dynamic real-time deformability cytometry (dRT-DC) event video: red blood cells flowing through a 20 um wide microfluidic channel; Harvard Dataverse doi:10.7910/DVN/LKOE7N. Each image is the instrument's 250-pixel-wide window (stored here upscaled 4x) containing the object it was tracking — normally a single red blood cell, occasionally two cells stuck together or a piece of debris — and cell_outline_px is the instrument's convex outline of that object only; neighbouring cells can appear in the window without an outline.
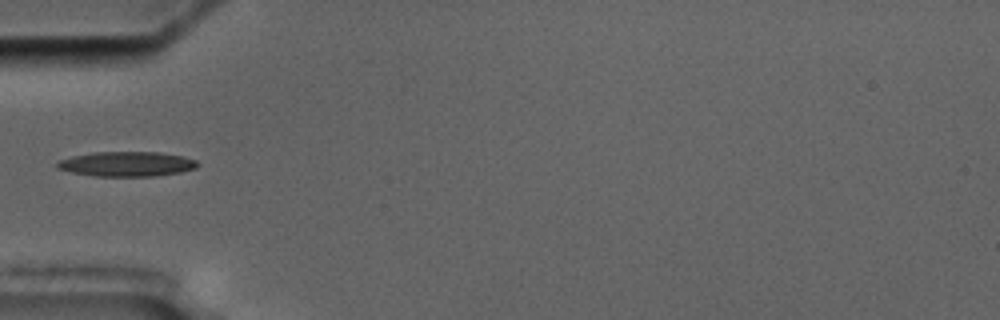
{"species": "common noctule bat (a hibernating species)", "species_latin": "Nyctalus noctula", "temperature_condition": "cold", "stored_images_in_passage": 1, "camera_frame_rate_fps": 3000, "um_per_image_px": 0.085, "animal": {"sex": "male", "body_mass_g": 17.5, "forearm_length_mm": 52.3}, "frame": {"image": 1, "passage_image": 1, "time_ms": 0.0, "image_size_px": [1000, 320], "cell_outline_px": [[200, 164], [196, 168], [180, 172], [156, 176], [96, 176], [72, 172], [56, 168], [56, 164], [60, 160], [72, 156], [92, 152], [160, 152], [184, 156], [196, 160]], "centroid_in_image_um": [10.8, 13.93], "position_along_channel_um": 74.2, "area_um2": 20.35}}